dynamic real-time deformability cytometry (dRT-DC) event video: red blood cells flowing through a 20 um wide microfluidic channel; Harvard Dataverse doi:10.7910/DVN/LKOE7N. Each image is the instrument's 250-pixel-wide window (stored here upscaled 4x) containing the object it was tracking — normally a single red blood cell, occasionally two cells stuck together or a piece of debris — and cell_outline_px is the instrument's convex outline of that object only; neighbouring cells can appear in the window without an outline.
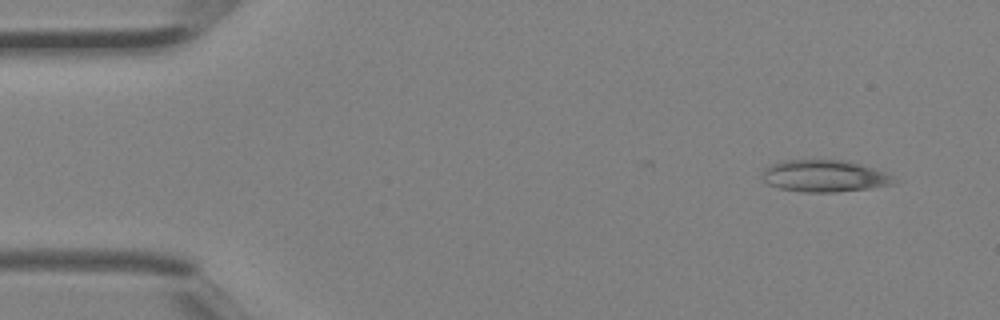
{"species": "Egyptian fruit bat (a non-hibernating species)", "species_latin": "Rousettus aegyptiacus", "temperature_condition": "room temperature", "stored_images_in_passage": 2, "camera_frame_rate_fps": 3000, "um_per_image_px": 0.085, "animal": {"sex": "female"}, "frame": {"image": 1, "passage_image": 1, "time_ms": 0.0, "image_size_px": [1000, 320], "cell_outline_px": [[892, 184], [868, 188], [836, 192], [804, 192], [780, 188], [768, 184], [764, 180], [760, 172], [764, 168], [772, 164], [784, 160], [844, 160], [860, 164], [888, 172], [892, 176]], "centroid_in_image_um": [70.03, 14.95], "position_along_channel_um": 15.0, "area_um2": 24.33}}